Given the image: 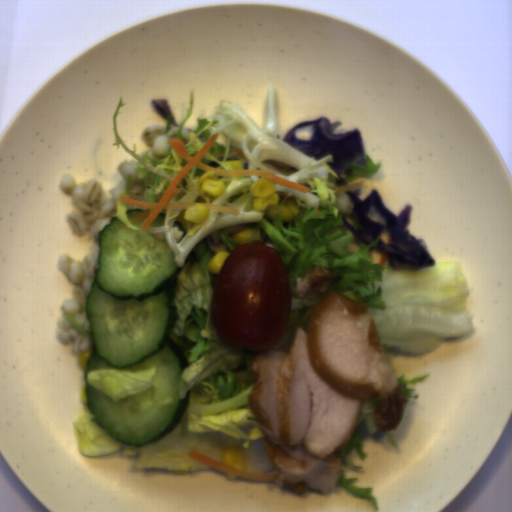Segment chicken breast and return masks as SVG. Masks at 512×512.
I'll return each instance as SVG.
<instances>
[{"label":"chicken breast","instance_id":"obj_1","mask_svg":"<svg viewBox=\"0 0 512 512\" xmlns=\"http://www.w3.org/2000/svg\"><path fill=\"white\" fill-rule=\"evenodd\" d=\"M248 407L258 421L267 457L277 468L273 488L327 493L372 401L379 431L394 430L407 402L384 359L380 330L365 305L329 290L310 309L307 332L297 325L289 350L252 357Z\"/></svg>","mask_w":512,"mask_h":512},{"label":"chicken breast","instance_id":"obj_2","mask_svg":"<svg viewBox=\"0 0 512 512\" xmlns=\"http://www.w3.org/2000/svg\"><path fill=\"white\" fill-rule=\"evenodd\" d=\"M336 276L332 268L313 266L305 275L297 276L296 285L290 288L291 294L299 299H314L320 293L326 292L332 279Z\"/></svg>","mask_w":512,"mask_h":512}]
</instances>
